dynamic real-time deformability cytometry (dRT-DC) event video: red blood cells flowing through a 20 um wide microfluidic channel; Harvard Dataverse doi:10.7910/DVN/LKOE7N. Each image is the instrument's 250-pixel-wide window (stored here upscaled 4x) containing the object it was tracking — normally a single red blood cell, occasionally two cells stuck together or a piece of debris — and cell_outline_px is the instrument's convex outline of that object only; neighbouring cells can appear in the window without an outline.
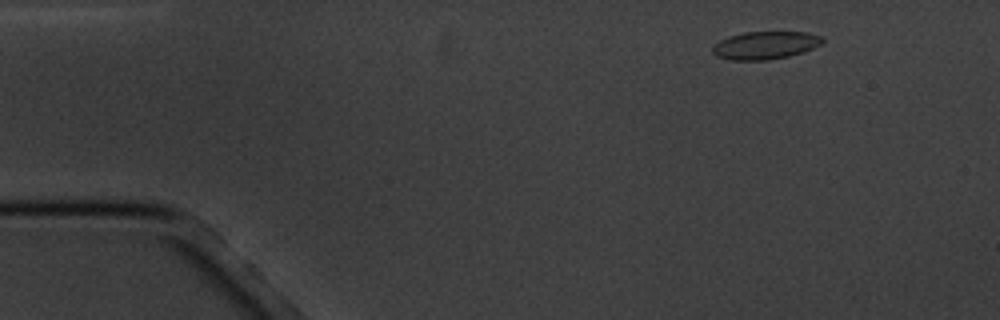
{"species": "common noctule bat (a hibernating species)", "species_latin": "Nyctalus noctula", "temperature_condition": "cold", "stored_images_in_passage": 4, "camera_frame_rate_fps": 3000, "um_per_image_px": 0.085, "animal": {"sex": "male", "body_mass_g": 20.1, "forearm_length_mm": 53.5}, "frame": {"image": 1, "passage_image": 1, "time_ms": 0.0, "image_size_px": [1000, 320], "cell_outline_px": [[824, 40], [820, 44], [804, 52], [788, 56], [768, 60], [732, 60], [716, 56], [712, 52], [712, 48], [720, 40], [728, 36], [744, 32], [808, 32], [824, 36]], "centroid_in_image_um": [65.06, 3.84], "position_along_channel_um": 19.9, "area_um2": 17.86}}
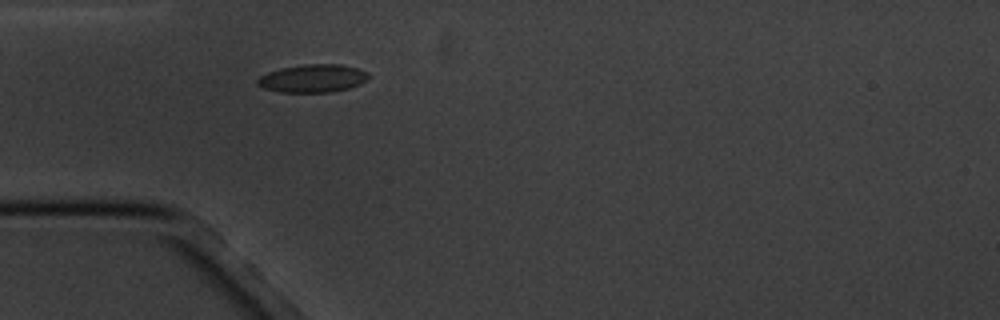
{"frame": {"image": 2, "passage_image": 4, "time_ms": 3.333, "image_size_px": [1000, 320], "cell_outline_px": [[372, 76], [368, 80], [360, 84], [348, 88], [332, 92], [280, 92], [264, 88], [256, 84], [256, 80], [260, 76], [268, 72], [280, 68], [304, 64], [340, 64], [356, 68], [368, 72]], "centroid_in_image_um": [26.6, 6.66], "position_along_channel_um": 58.4, "area_um2": 18.26}}